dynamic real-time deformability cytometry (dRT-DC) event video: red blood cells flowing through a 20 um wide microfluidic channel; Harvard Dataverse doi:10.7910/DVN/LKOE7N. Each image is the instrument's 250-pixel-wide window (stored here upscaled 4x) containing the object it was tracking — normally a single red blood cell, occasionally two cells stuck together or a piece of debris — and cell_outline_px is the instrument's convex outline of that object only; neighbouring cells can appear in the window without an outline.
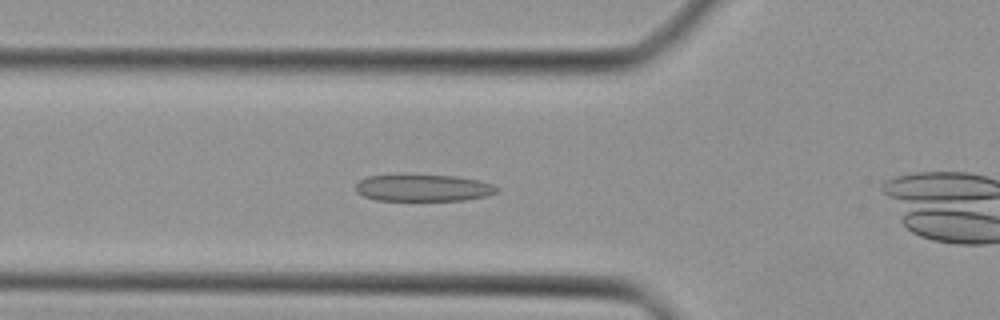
{"species": "Egyptian fruit bat (a non-hibernating species)", "species_latin": "Rousettus aegyptiacus", "temperature_condition": "cold", "stored_images_in_passage": 26, "camera_frame_rate_fps": 3000, "um_per_image_px": 0.085, "animal": {"sex": "female"}, "frame": {"image": 1, "passage_image": 5, "time_ms": 1.333, "image_size_px": [1000, 320], "cell_outline_px": [[500, 188], [496, 192], [488, 196], [464, 200], [376, 200], [364, 196], [356, 192], [356, 184], [360, 180], [368, 176], [456, 176], [480, 180], [492, 184]], "centroid_in_image_um": [36.02, 15.99], "position_along_channel_um": 89.8, "area_um2": 21.73}}
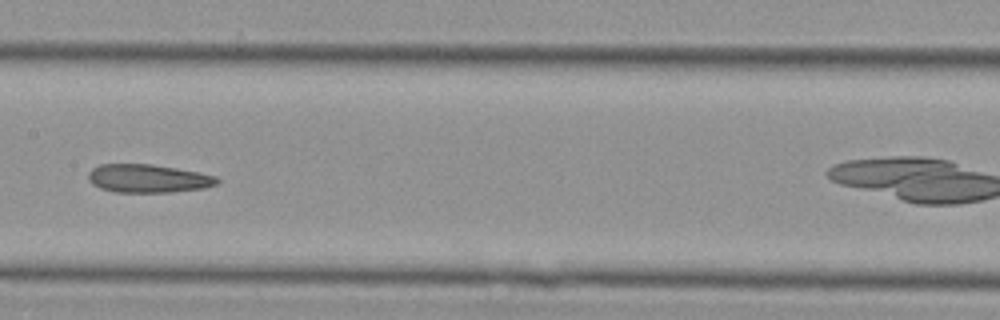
{"frame": {"image": 2, "passage_image": 12, "time_ms": 3.667, "image_size_px": [1000, 320], "cell_outline_px": [[220, 180], [216, 184], [204, 188], [172, 192], [116, 192], [100, 188], [92, 184], [88, 180], [88, 172], [92, 168], [100, 164], [152, 164], [200, 172], [216, 176]], "centroid_in_image_um": [12.58, 15.17], "position_along_channel_um": 194.8, "area_um2": 21.33}}
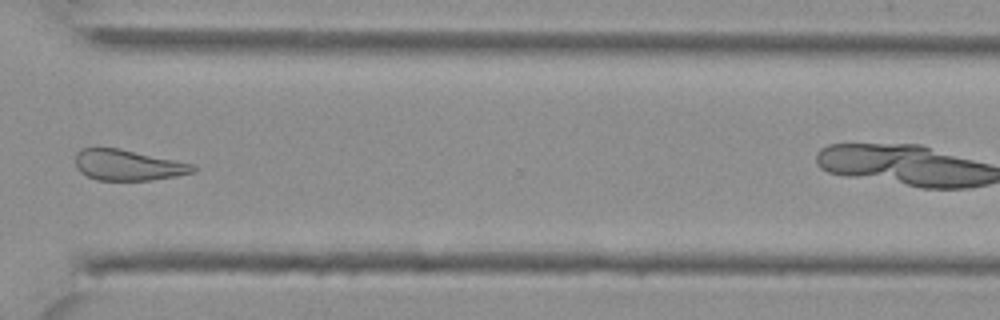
{"frame": {"image": 3, "passage_image": 23, "time_ms": 7.333, "image_size_px": [1000, 320], "cell_outline_px": [[196, 172], [176, 176], [152, 180], [96, 180], [80, 172], [76, 168], [76, 156], [84, 148], [120, 148], [196, 164]], "centroid_in_image_um": [10.94, 14.04], "position_along_channel_um": 359.7, "area_um2": 21.15}}